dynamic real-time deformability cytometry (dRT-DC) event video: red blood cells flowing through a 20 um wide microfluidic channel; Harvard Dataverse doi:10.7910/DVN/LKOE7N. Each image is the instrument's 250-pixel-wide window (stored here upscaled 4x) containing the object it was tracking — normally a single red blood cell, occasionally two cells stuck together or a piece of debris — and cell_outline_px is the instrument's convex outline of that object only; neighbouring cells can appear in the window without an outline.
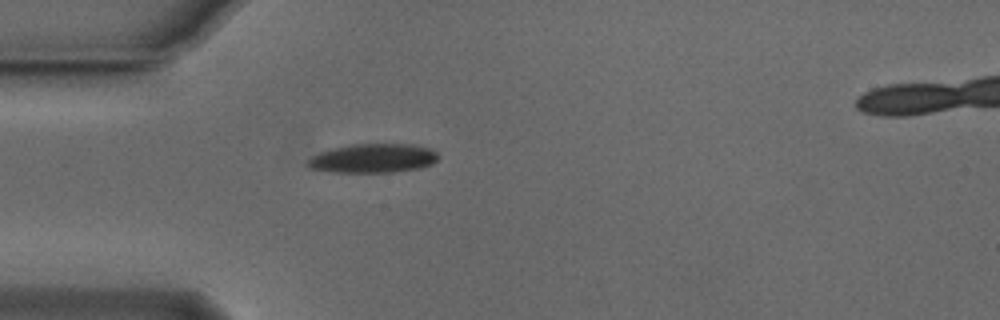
{"species": "Egyptian fruit bat (a non-hibernating species)", "species_latin": "Rousettus aegyptiacus", "temperature_condition": "cold", "stored_images_in_passage": 37, "camera_frame_rate_fps": 3000, "um_per_image_px": 0.085, "animal": {"sex": "male"}, "frame": {"image": 1, "passage_image": 1, "time_ms": 0.0, "image_size_px": [1000, 320], "cell_outline_px": [[440, 156], [432, 164], [420, 168], [392, 172], [336, 172], [308, 168], [304, 164], [312, 156], [320, 152], [332, 148], [352, 144], [412, 144], [432, 148]], "centroid_in_image_um": [31.72, 13.45], "position_along_channel_um": 53.3, "area_um2": 22.25}}
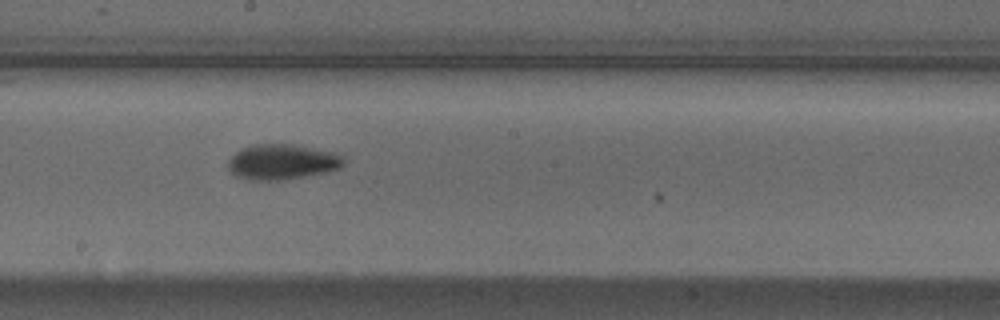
{"frame": {"image": 2, "passage_image": 15, "time_ms": 4.667, "image_size_px": [1000, 320], "cell_outline_px": [[344, 164], [340, 168], [324, 172], [304, 176], [280, 180], [248, 180], [236, 176], [228, 168], [228, 160], [236, 152], [252, 144], [292, 144], [332, 152], [340, 156], [344, 160]], "centroid_in_image_um": [23.94, 13.76], "position_along_channel_um": 224.3, "area_um2": 23.47}}
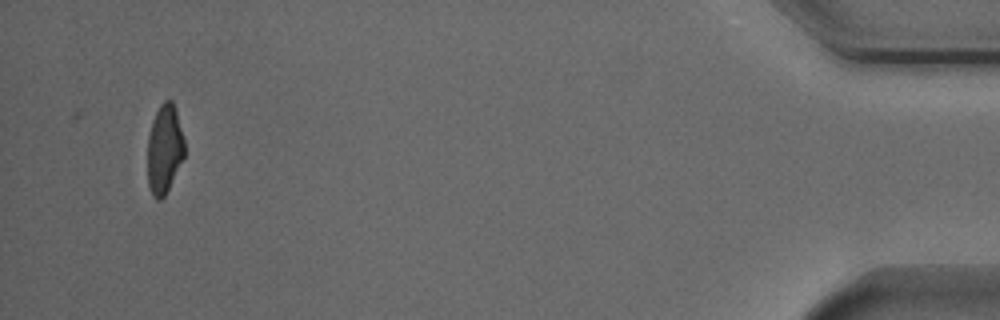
{"frame": {"image": 3, "passage_image": 37, "time_ms": 12.0, "image_size_px": [1000, 320], "cell_outline_px": [[184, 156], [164, 196], [160, 200], [156, 200], [152, 196], [148, 184], [148, 136], [152, 120], [160, 104], [164, 100], [172, 100], [176, 108], [184, 140]], "centroid_in_image_um": [13.97, 12.65], "position_along_channel_um": 421.2, "area_um2": 19.07}, "authors_computed_cell_mechanics": {"area_um2": 21.7906, "velocity_mm_per_s": 3.8283, "shape_relaxation_time_tau1_ms": 3.7567, "shape_relaxation_time_tau2_ms": 6.5161, "deformation_change_tau1": 0.1353, "deformation_change_tau2": 0.1361}}